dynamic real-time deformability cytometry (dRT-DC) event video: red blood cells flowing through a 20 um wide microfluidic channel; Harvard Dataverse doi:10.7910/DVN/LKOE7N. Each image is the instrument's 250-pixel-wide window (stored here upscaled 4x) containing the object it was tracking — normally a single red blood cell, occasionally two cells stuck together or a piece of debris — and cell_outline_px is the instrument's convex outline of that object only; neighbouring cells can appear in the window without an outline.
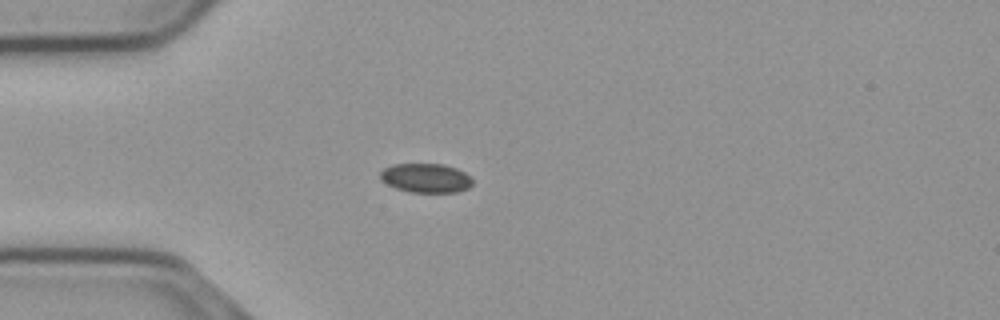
{"species": "common noctule bat (a hibernating species)", "species_latin": "Nyctalus noctula", "temperature_condition": "cold", "stored_images_in_passage": 52, "camera_frame_rate_fps": 3000, "um_per_image_px": 0.085, "animal": {"sex": "male", "body_mass_g": 23.1, "forearm_length_mm": 52.7}, "frame": {"image": 1, "passage_image": 11, "time_ms": 3.333, "image_size_px": [1000, 320], "cell_outline_px": [[472, 184], [468, 188], [456, 192], [408, 192], [396, 188], [380, 180], [380, 172], [384, 168], [392, 164], [444, 164], [456, 168], [464, 172], [472, 180]], "centroid_in_image_um": [36.17, 15.13], "position_along_channel_um": 48.8, "area_um2": 15.66}}
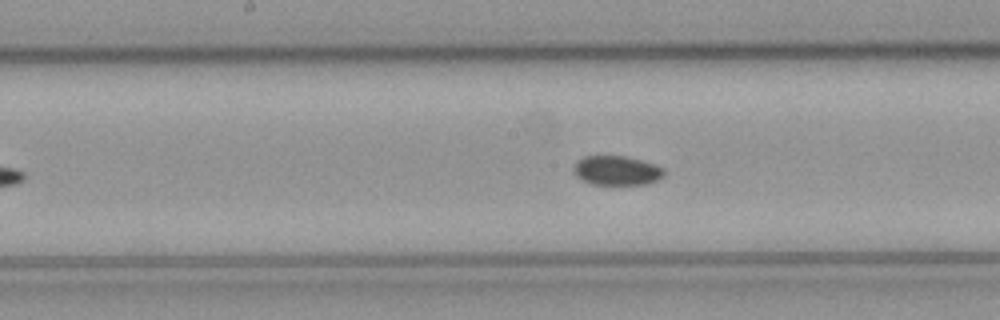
{"frame": {"image": 2, "passage_image": 24, "time_ms": 7.667, "image_size_px": [1000, 320], "cell_outline_px": [[664, 176], [648, 184], [592, 184], [576, 176], [576, 164], [584, 156], [624, 156], [640, 160], [664, 168]], "centroid_in_image_um": [52.47, 14.5], "position_along_channel_um": 195.7, "area_um2": 15.03}}
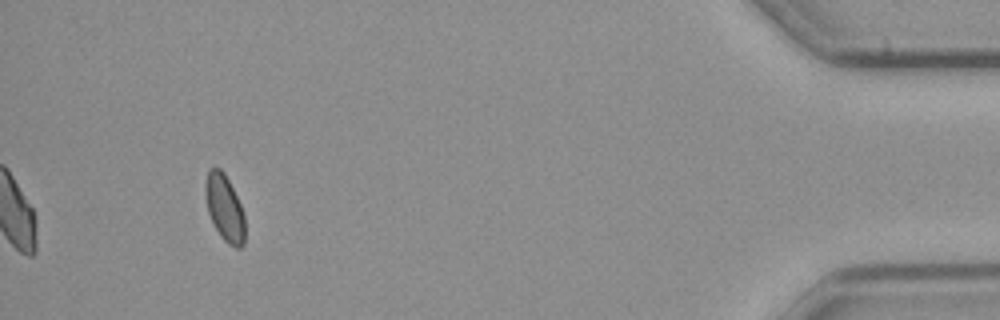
{"frame": {"image": 3, "passage_image": 48, "time_ms": 15.667, "image_size_px": [1000, 320], "cell_outline_px": [[244, 244], [240, 248], [236, 248], [228, 244], [220, 236], [208, 212], [204, 192], [204, 184], [208, 168], [220, 168], [224, 172], [240, 204], [244, 216]], "centroid_in_image_um": [19.06, 17.66], "position_along_channel_um": 416.1, "area_um2": 15.26}}